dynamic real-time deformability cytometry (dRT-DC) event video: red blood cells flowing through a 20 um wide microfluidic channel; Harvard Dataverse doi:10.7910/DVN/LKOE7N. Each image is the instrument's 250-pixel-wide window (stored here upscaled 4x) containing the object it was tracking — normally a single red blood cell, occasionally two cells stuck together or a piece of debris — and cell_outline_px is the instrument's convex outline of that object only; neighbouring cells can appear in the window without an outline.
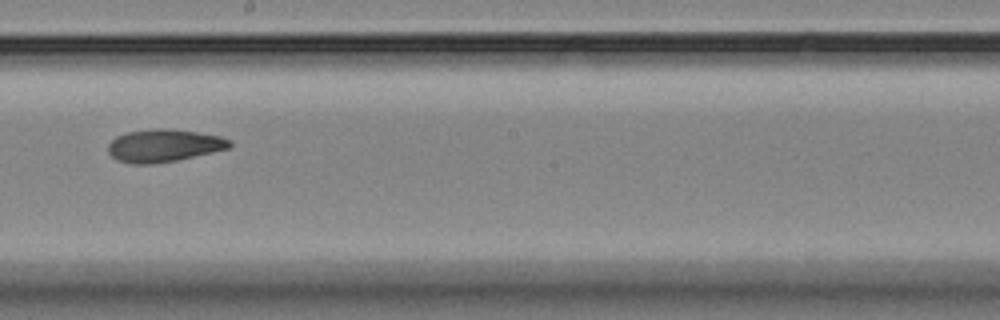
{"species": "Egyptian fruit bat (a non-hibernating species)", "species_latin": "Rousettus aegyptiacus", "temperature_condition": "room temperature", "stored_images_in_passage": 10, "camera_frame_rate_fps": 3000, "um_per_image_px": 0.085, "animal": {"sex": "female"}, "frame": {"image": 1, "passage_image": 9, "time_ms": 10.0, "image_size_px": [1000, 320], "cell_outline_px": [[232, 144], [228, 148], [212, 152], [176, 160], [152, 164], [132, 164], [116, 160], [108, 152], [108, 144], [116, 136], [128, 132], [152, 128], [164, 128], [196, 132], [220, 136], [232, 140]], "centroid_in_image_um": [13.9, 12.37], "position_along_channel_um": 234.3, "area_um2": 23.06}}
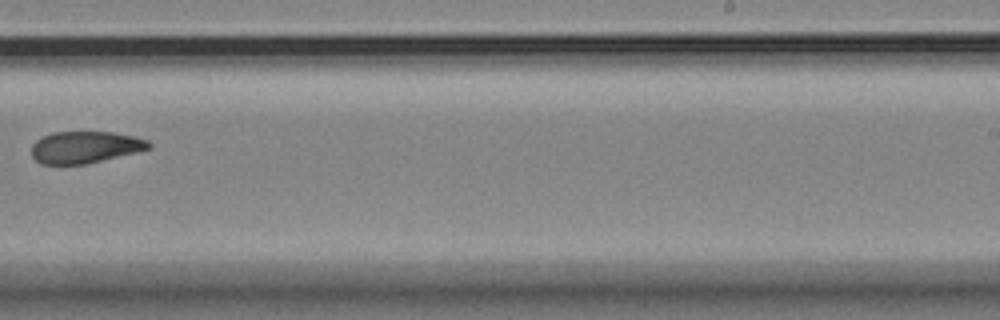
{"frame": {"image": 2, "passage_image": 10, "time_ms": 11.333, "image_size_px": [1000, 320], "cell_outline_px": [[152, 148], [136, 152], [84, 164], [40, 164], [32, 156], [32, 144], [36, 140], [52, 132], [112, 132], [132, 136], [148, 140], [152, 144]], "centroid_in_image_um": [7.22, 12.51], "position_along_channel_um": 281.8, "area_um2": 21.62}}